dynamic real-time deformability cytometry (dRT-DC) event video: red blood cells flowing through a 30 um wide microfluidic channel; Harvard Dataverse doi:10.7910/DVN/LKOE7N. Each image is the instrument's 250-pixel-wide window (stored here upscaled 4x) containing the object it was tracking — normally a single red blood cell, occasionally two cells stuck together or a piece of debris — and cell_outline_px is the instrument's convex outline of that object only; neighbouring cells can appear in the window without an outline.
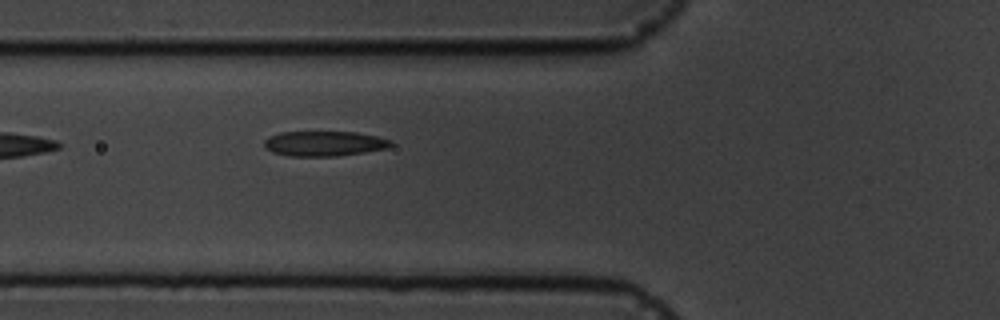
{"species": "common noctule bat (a hibernating species)", "species_latin": "Nyctalus noctula", "temperature_condition": "cold", "stored_images_in_passage": 6, "camera_frame_rate_fps": 3000, "um_per_image_px": 0.085, "animal": {"sex": "male", "body_mass_g": 19.5, "forearm_length_mm": 54.6}, "frame": {"image": 1, "passage_image": 6, "time_ms": 6.667, "image_size_px": [1000, 320], "cell_outline_px": [[392, 144], [388, 148], [364, 152], [336, 156], [288, 156], [272, 152], [264, 148], [264, 140], [268, 136], [280, 132], [356, 132], [376, 136], [392, 140]], "centroid_in_image_um": [27.52, 12.2], "position_along_channel_um": 98.3, "area_um2": 18.55}}